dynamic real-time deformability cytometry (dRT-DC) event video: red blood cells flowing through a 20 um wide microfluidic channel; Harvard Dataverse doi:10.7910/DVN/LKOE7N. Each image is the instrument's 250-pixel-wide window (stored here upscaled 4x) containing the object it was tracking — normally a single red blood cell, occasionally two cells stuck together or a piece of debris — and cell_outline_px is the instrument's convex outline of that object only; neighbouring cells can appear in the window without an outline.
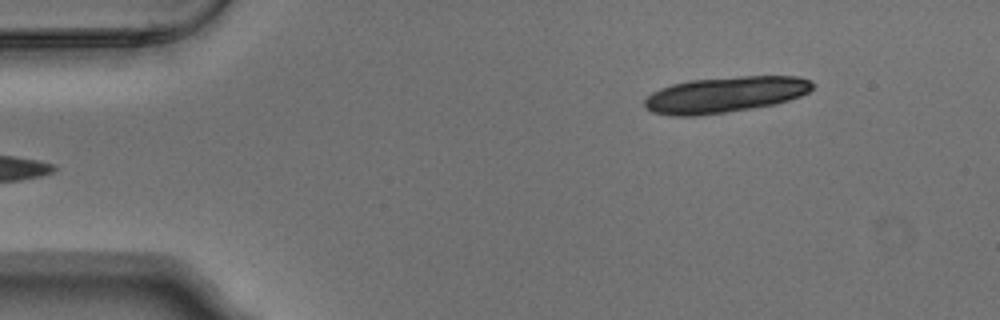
{"species": "Egyptian fruit bat (a non-hibernating species)", "species_latin": "Rousettus aegyptiacus", "temperature_condition": "warm", "stored_images_in_passage": 5, "camera_frame_rate_fps": 3000, "um_per_image_px": 0.085, "animal": {"sex": "male"}, "frame": {"image": 1, "passage_image": 5, "time_ms": 1.333, "image_size_px": [1000, 320], "cell_outline_px": [[816, 84], [808, 92], [800, 96], [776, 104], [752, 108], [696, 116], [668, 116], [652, 112], [644, 108], [644, 100], [652, 92], [660, 88], [672, 84], [692, 80], [740, 76], [800, 76], [812, 80]], "centroid_in_image_um": [61.64, 8.04], "position_along_channel_um": 23.4, "area_um2": 35.37}}